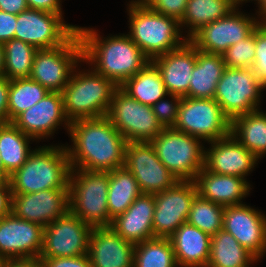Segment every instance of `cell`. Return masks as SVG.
I'll use <instances>...</instances> for the list:
<instances>
[{"mask_svg": "<svg viewBox=\"0 0 266 267\" xmlns=\"http://www.w3.org/2000/svg\"><path fill=\"white\" fill-rule=\"evenodd\" d=\"M72 147L66 150L71 168L112 171L124 166L127 141L107 116L70 122Z\"/></svg>", "mask_w": 266, "mask_h": 267, "instance_id": "obj_1", "label": "cell"}, {"mask_svg": "<svg viewBox=\"0 0 266 267\" xmlns=\"http://www.w3.org/2000/svg\"><path fill=\"white\" fill-rule=\"evenodd\" d=\"M77 32L83 45L82 62L94 65L98 74L118 86L151 62L128 35L101 39L94 29L78 27Z\"/></svg>", "mask_w": 266, "mask_h": 267, "instance_id": "obj_2", "label": "cell"}, {"mask_svg": "<svg viewBox=\"0 0 266 267\" xmlns=\"http://www.w3.org/2000/svg\"><path fill=\"white\" fill-rule=\"evenodd\" d=\"M71 165L66 146H42L33 150L12 175V194L36 193L47 189H68Z\"/></svg>", "mask_w": 266, "mask_h": 267, "instance_id": "obj_3", "label": "cell"}, {"mask_svg": "<svg viewBox=\"0 0 266 267\" xmlns=\"http://www.w3.org/2000/svg\"><path fill=\"white\" fill-rule=\"evenodd\" d=\"M128 8L130 32L127 35L150 60L188 40L187 37L182 38L177 19L159 14L141 0L131 1Z\"/></svg>", "mask_w": 266, "mask_h": 267, "instance_id": "obj_4", "label": "cell"}, {"mask_svg": "<svg viewBox=\"0 0 266 267\" xmlns=\"http://www.w3.org/2000/svg\"><path fill=\"white\" fill-rule=\"evenodd\" d=\"M79 72L73 71L62 91L67 119L73 122L107 116L113 94L119 86L113 80L98 74L93 68L88 72Z\"/></svg>", "mask_w": 266, "mask_h": 267, "instance_id": "obj_5", "label": "cell"}, {"mask_svg": "<svg viewBox=\"0 0 266 267\" xmlns=\"http://www.w3.org/2000/svg\"><path fill=\"white\" fill-rule=\"evenodd\" d=\"M108 189L109 171L71 168L69 211L92 227H110L113 219L108 211Z\"/></svg>", "mask_w": 266, "mask_h": 267, "instance_id": "obj_6", "label": "cell"}, {"mask_svg": "<svg viewBox=\"0 0 266 267\" xmlns=\"http://www.w3.org/2000/svg\"><path fill=\"white\" fill-rule=\"evenodd\" d=\"M199 139L174 128H164L150 143L178 181H194L204 168L205 150Z\"/></svg>", "mask_w": 266, "mask_h": 267, "instance_id": "obj_7", "label": "cell"}, {"mask_svg": "<svg viewBox=\"0 0 266 267\" xmlns=\"http://www.w3.org/2000/svg\"><path fill=\"white\" fill-rule=\"evenodd\" d=\"M83 61V45L78 32L65 44L35 53L30 79L49 92H62L77 63Z\"/></svg>", "mask_w": 266, "mask_h": 267, "instance_id": "obj_8", "label": "cell"}, {"mask_svg": "<svg viewBox=\"0 0 266 267\" xmlns=\"http://www.w3.org/2000/svg\"><path fill=\"white\" fill-rule=\"evenodd\" d=\"M107 117L127 142H150L164 129L152 106L133 99L120 86L113 94Z\"/></svg>", "mask_w": 266, "mask_h": 267, "instance_id": "obj_9", "label": "cell"}, {"mask_svg": "<svg viewBox=\"0 0 266 267\" xmlns=\"http://www.w3.org/2000/svg\"><path fill=\"white\" fill-rule=\"evenodd\" d=\"M231 120L214 99L182 97L175 130L215 141L230 135Z\"/></svg>", "mask_w": 266, "mask_h": 267, "instance_id": "obj_10", "label": "cell"}, {"mask_svg": "<svg viewBox=\"0 0 266 267\" xmlns=\"http://www.w3.org/2000/svg\"><path fill=\"white\" fill-rule=\"evenodd\" d=\"M265 89L252 69L226 67L219 80L214 100L230 119L257 110L261 92Z\"/></svg>", "mask_w": 266, "mask_h": 267, "instance_id": "obj_11", "label": "cell"}, {"mask_svg": "<svg viewBox=\"0 0 266 267\" xmlns=\"http://www.w3.org/2000/svg\"><path fill=\"white\" fill-rule=\"evenodd\" d=\"M62 14L30 9L17 15L15 39L37 49H50L65 44L78 26L65 24Z\"/></svg>", "mask_w": 266, "mask_h": 267, "instance_id": "obj_12", "label": "cell"}, {"mask_svg": "<svg viewBox=\"0 0 266 267\" xmlns=\"http://www.w3.org/2000/svg\"><path fill=\"white\" fill-rule=\"evenodd\" d=\"M124 167L133 174L142 194L163 192L178 182L159 160L150 142H127Z\"/></svg>", "mask_w": 266, "mask_h": 267, "instance_id": "obj_13", "label": "cell"}, {"mask_svg": "<svg viewBox=\"0 0 266 267\" xmlns=\"http://www.w3.org/2000/svg\"><path fill=\"white\" fill-rule=\"evenodd\" d=\"M196 195L194 181H178L173 187L154 194L153 238H170L187 222Z\"/></svg>", "mask_w": 266, "mask_h": 267, "instance_id": "obj_14", "label": "cell"}, {"mask_svg": "<svg viewBox=\"0 0 266 267\" xmlns=\"http://www.w3.org/2000/svg\"><path fill=\"white\" fill-rule=\"evenodd\" d=\"M93 227L68 211L44 227L40 257H75L88 254Z\"/></svg>", "mask_w": 266, "mask_h": 267, "instance_id": "obj_15", "label": "cell"}, {"mask_svg": "<svg viewBox=\"0 0 266 267\" xmlns=\"http://www.w3.org/2000/svg\"><path fill=\"white\" fill-rule=\"evenodd\" d=\"M237 10L236 7L227 16L202 26L188 40L202 52L223 55L230 46L245 39L260 21Z\"/></svg>", "mask_w": 266, "mask_h": 267, "instance_id": "obj_16", "label": "cell"}, {"mask_svg": "<svg viewBox=\"0 0 266 267\" xmlns=\"http://www.w3.org/2000/svg\"><path fill=\"white\" fill-rule=\"evenodd\" d=\"M44 227L12 212L0 219V260L39 258Z\"/></svg>", "mask_w": 266, "mask_h": 267, "instance_id": "obj_17", "label": "cell"}, {"mask_svg": "<svg viewBox=\"0 0 266 267\" xmlns=\"http://www.w3.org/2000/svg\"><path fill=\"white\" fill-rule=\"evenodd\" d=\"M223 229L257 260L266 253V216L246 204L225 206Z\"/></svg>", "mask_w": 266, "mask_h": 267, "instance_id": "obj_18", "label": "cell"}, {"mask_svg": "<svg viewBox=\"0 0 266 267\" xmlns=\"http://www.w3.org/2000/svg\"><path fill=\"white\" fill-rule=\"evenodd\" d=\"M69 211L68 189H47L36 193L12 194L11 212L18 218L43 227Z\"/></svg>", "mask_w": 266, "mask_h": 267, "instance_id": "obj_19", "label": "cell"}, {"mask_svg": "<svg viewBox=\"0 0 266 267\" xmlns=\"http://www.w3.org/2000/svg\"><path fill=\"white\" fill-rule=\"evenodd\" d=\"M63 121L69 130L70 122L64 112L62 92H49L38 103L20 113L12 123L34 141L48 138Z\"/></svg>", "mask_w": 266, "mask_h": 267, "instance_id": "obj_20", "label": "cell"}, {"mask_svg": "<svg viewBox=\"0 0 266 267\" xmlns=\"http://www.w3.org/2000/svg\"><path fill=\"white\" fill-rule=\"evenodd\" d=\"M210 144L205 151L204 168L212 173L244 178L257 164V157L231 134Z\"/></svg>", "mask_w": 266, "mask_h": 267, "instance_id": "obj_21", "label": "cell"}, {"mask_svg": "<svg viewBox=\"0 0 266 267\" xmlns=\"http://www.w3.org/2000/svg\"><path fill=\"white\" fill-rule=\"evenodd\" d=\"M197 60V48L187 40L180 47L151 62L159 70L169 95L188 97L189 83Z\"/></svg>", "mask_w": 266, "mask_h": 267, "instance_id": "obj_22", "label": "cell"}, {"mask_svg": "<svg viewBox=\"0 0 266 267\" xmlns=\"http://www.w3.org/2000/svg\"><path fill=\"white\" fill-rule=\"evenodd\" d=\"M135 244L111 227H93L88 245L91 267H133Z\"/></svg>", "mask_w": 266, "mask_h": 267, "instance_id": "obj_23", "label": "cell"}, {"mask_svg": "<svg viewBox=\"0 0 266 267\" xmlns=\"http://www.w3.org/2000/svg\"><path fill=\"white\" fill-rule=\"evenodd\" d=\"M154 194H141L117 215L110 227L125 240L134 244L153 238Z\"/></svg>", "mask_w": 266, "mask_h": 267, "instance_id": "obj_24", "label": "cell"}, {"mask_svg": "<svg viewBox=\"0 0 266 267\" xmlns=\"http://www.w3.org/2000/svg\"><path fill=\"white\" fill-rule=\"evenodd\" d=\"M197 194L222 206L240 205L248 195L250 184L245 178L212 173L203 168L194 179Z\"/></svg>", "mask_w": 266, "mask_h": 267, "instance_id": "obj_25", "label": "cell"}, {"mask_svg": "<svg viewBox=\"0 0 266 267\" xmlns=\"http://www.w3.org/2000/svg\"><path fill=\"white\" fill-rule=\"evenodd\" d=\"M176 263L180 267H206L210 257L211 236L188 222L170 237Z\"/></svg>", "mask_w": 266, "mask_h": 267, "instance_id": "obj_26", "label": "cell"}, {"mask_svg": "<svg viewBox=\"0 0 266 267\" xmlns=\"http://www.w3.org/2000/svg\"><path fill=\"white\" fill-rule=\"evenodd\" d=\"M226 65L223 56L197 49V60L189 83L188 97L214 99Z\"/></svg>", "mask_w": 266, "mask_h": 267, "instance_id": "obj_27", "label": "cell"}, {"mask_svg": "<svg viewBox=\"0 0 266 267\" xmlns=\"http://www.w3.org/2000/svg\"><path fill=\"white\" fill-rule=\"evenodd\" d=\"M230 134L257 159L262 158L266 154V113L257 109L235 117Z\"/></svg>", "mask_w": 266, "mask_h": 267, "instance_id": "obj_28", "label": "cell"}, {"mask_svg": "<svg viewBox=\"0 0 266 267\" xmlns=\"http://www.w3.org/2000/svg\"><path fill=\"white\" fill-rule=\"evenodd\" d=\"M257 261L224 229L211 236L210 257L206 267H249Z\"/></svg>", "mask_w": 266, "mask_h": 267, "instance_id": "obj_29", "label": "cell"}, {"mask_svg": "<svg viewBox=\"0 0 266 267\" xmlns=\"http://www.w3.org/2000/svg\"><path fill=\"white\" fill-rule=\"evenodd\" d=\"M120 87L133 99L149 106L169 95L159 70L152 62Z\"/></svg>", "mask_w": 266, "mask_h": 267, "instance_id": "obj_30", "label": "cell"}, {"mask_svg": "<svg viewBox=\"0 0 266 267\" xmlns=\"http://www.w3.org/2000/svg\"><path fill=\"white\" fill-rule=\"evenodd\" d=\"M31 139L33 138L23 133L12 122L0 124V157L8 176L26 162L32 152L29 147Z\"/></svg>", "mask_w": 266, "mask_h": 267, "instance_id": "obj_31", "label": "cell"}, {"mask_svg": "<svg viewBox=\"0 0 266 267\" xmlns=\"http://www.w3.org/2000/svg\"><path fill=\"white\" fill-rule=\"evenodd\" d=\"M237 5L234 0H188L180 26L189 27V39L202 26L227 16Z\"/></svg>", "mask_w": 266, "mask_h": 267, "instance_id": "obj_32", "label": "cell"}, {"mask_svg": "<svg viewBox=\"0 0 266 267\" xmlns=\"http://www.w3.org/2000/svg\"><path fill=\"white\" fill-rule=\"evenodd\" d=\"M142 194L133 174L124 166L109 171L108 211L112 219L124 213Z\"/></svg>", "mask_w": 266, "mask_h": 267, "instance_id": "obj_33", "label": "cell"}, {"mask_svg": "<svg viewBox=\"0 0 266 267\" xmlns=\"http://www.w3.org/2000/svg\"><path fill=\"white\" fill-rule=\"evenodd\" d=\"M170 238H152L135 244L133 267H177Z\"/></svg>", "mask_w": 266, "mask_h": 267, "instance_id": "obj_34", "label": "cell"}, {"mask_svg": "<svg viewBox=\"0 0 266 267\" xmlns=\"http://www.w3.org/2000/svg\"><path fill=\"white\" fill-rule=\"evenodd\" d=\"M49 91L30 78L10 80L8 97V117L12 122L20 113L26 111L43 99Z\"/></svg>", "mask_w": 266, "mask_h": 267, "instance_id": "obj_35", "label": "cell"}, {"mask_svg": "<svg viewBox=\"0 0 266 267\" xmlns=\"http://www.w3.org/2000/svg\"><path fill=\"white\" fill-rule=\"evenodd\" d=\"M4 77L9 80L29 78L37 48L18 39H11L3 44Z\"/></svg>", "mask_w": 266, "mask_h": 267, "instance_id": "obj_36", "label": "cell"}, {"mask_svg": "<svg viewBox=\"0 0 266 267\" xmlns=\"http://www.w3.org/2000/svg\"><path fill=\"white\" fill-rule=\"evenodd\" d=\"M224 209V206L197 194L192 201L187 222L213 236L223 229Z\"/></svg>", "mask_w": 266, "mask_h": 267, "instance_id": "obj_37", "label": "cell"}, {"mask_svg": "<svg viewBox=\"0 0 266 267\" xmlns=\"http://www.w3.org/2000/svg\"><path fill=\"white\" fill-rule=\"evenodd\" d=\"M256 27L245 38L230 46L222 55L228 68L251 69L255 59Z\"/></svg>", "mask_w": 266, "mask_h": 267, "instance_id": "obj_38", "label": "cell"}, {"mask_svg": "<svg viewBox=\"0 0 266 267\" xmlns=\"http://www.w3.org/2000/svg\"><path fill=\"white\" fill-rule=\"evenodd\" d=\"M255 59L252 72L257 81L266 88V23L256 26Z\"/></svg>", "mask_w": 266, "mask_h": 267, "instance_id": "obj_39", "label": "cell"}, {"mask_svg": "<svg viewBox=\"0 0 266 267\" xmlns=\"http://www.w3.org/2000/svg\"><path fill=\"white\" fill-rule=\"evenodd\" d=\"M171 101L162 98L152 105L153 112L163 128H174L178 118V108L182 97L168 95Z\"/></svg>", "mask_w": 266, "mask_h": 267, "instance_id": "obj_40", "label": "cell"}, {"mask_svg": "<svg viewBox=\"0 0 266 267\" xmlns=\"http://www.w3.org/2000/svg\"><path fill=\"white\" fill-rule=\"evenodd\" d=\"M141 1L144 2L150 9L158 12L159 14L172 17L180 22L184 15L188 0H141Z\"/></svg>", "mask_w": 266, "mask_h": 267, "instance_id": "obj_41", "label": "cell"}, {"mask_svg": "<svg viewBox=\"0 0 266 267\" xmlns=\"http://www.w3.org/2000/svg\"><path fill=\"white\" fill-rule=\"evenodd\" d=\"M43 267H91L88 254L75 257H39Z\"/></svg>", "mask_w": 266, "mask_h": 267, "instance_id": "obj_42", "label": "cell"}, {"mask_svg": "<svg viewBox=\"0 0 266 267\" xmlns=\"http://www.w3.org/2000/svg\"><path fill=\"white\" fill-rule=\"evenodd\" d=\"M17 15L0 11V43L15 38Z\"/></svg>", "mask_w": 266, "mask_h": 267, "instance_id": "obj_43", "label": "cell"}, {"mask_svg": "<svg viewBox=\"0 0 266 267\" xmlns=\"http://www.w3.org/2000/svg\"><path fill=\"white\" fill-rule=\"evenodd\" d=\"M12 193L9 179H0V219L11 213Z\"/></svg>", "mask_w": 266, "mask_h": 267, "instance_id": "obj_44", "label": "cell"}, {"mask_svg": "<svg viewBox=\"0 0 266 267\" xmlns=\"http://www.w3.org/2000/svg\"><path fill=\"white\" fill-rule=\"evenodd\" d=\"M10 80L0 77V124L9 123L8 117V97Z\"/></svg>", "mask_w": 266, "mask_h": 267, "instance_id": "obj_45", "label": "cell"}, {"mask_svg": "<svg viewBox=\"0 0 266 267\" xmlns=\"http://www.w3.org/2000/svg\"><path fill=\"white\" fill-rule=\"evenodd\" d=\"M28 8L62 14L60 0H26Z\"/></svg>", "mask_w": 266, "mask_h": 267, "instance_id": "obj_46", "label": "cell"}, {"mask_svg": "<svg viewBox=\"0 0 266 267\" xmlns=\"http://www.w3.org/2000/svg\"><path fill=\"white\" fill-rule=\"evenodd\" d=\"M27 9L26 0H0V11L18 15Z\"/></svg>", "mask_w": 266, "mask_h": 267, "instance_id": "obj_47", "label": "cell"}, {"mask_svg": "<svg viewBox=\"0 0 266 267\" xmlns=\"http://www.w3.org/2000/svg\"><path fill=\"white\" fill-rule=\"evenodd\" d=\"M0 267H43V264L39 258L8 259L3 260Z\"/></svg>", "mask_w": 266, "mask_h": 267, "instance_id": "obj_48", "label": "cell"}, {"mask_svg": "<svg viewBox=\"0 0 266 267\" xmlns=\"http://www.w3.org/2000/svg\"><path fill=\"white\" fill-rule=\"evenodd\" d=\"M254 1H258V7H259V11H257L259 13V15L261 16L259 23H266V0H254ZM263 18V19H262Z\"/></svg>", "mask_w": 266, "mask_h": 267, "instance_id": "obj_49", "label": "cell"}, {"mask_svg": "<svg viewBox=\"0 0 266 267\" xmlns=\"http://www.w3.org/2000/svg\"><path fill=\"white\" fill-rule=\"evenodd\" d=\"M4 48L3 44L0 43V77L4 76Z\"/></svg>", "mask_w": 266, "mask_h": 267, "instance_id": "obj_50", "label": "cell"}, {"mask_svg": "<svg viewBox=\"0 0 266 267\" xmlns=\"http://www.w3.org/2000/svg\"><path fill=\"white\" fill-rule=\"evenodd\" d=\"M0 179H9V176L6 174L2 161H1V157H0Z\"/></svg>", "mask_w": 266, "mask_h": 267, "instance_id": "obj_51", "label": "cell"}, {"mask_svg": "<svg viewBox=\"0 0 266 267\" xmlns=\"http://www.w3.org/2000/svg\"><path fill=\"white\" fill-rule=\"evenodd\" d=\"M237 4H238V6H239V4H241L242 2H244V1H248V0H234ZM250 1V0H249ZM253 1V0H252Z\"/></svg>", "mask_w": 266, "mask_h": 267, "instance_id": "obj_52", "label": "cell"}]
</instances>
